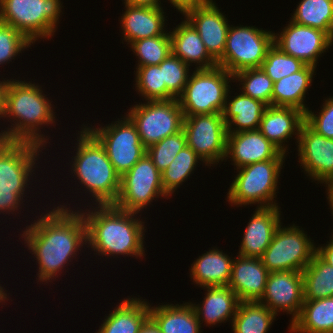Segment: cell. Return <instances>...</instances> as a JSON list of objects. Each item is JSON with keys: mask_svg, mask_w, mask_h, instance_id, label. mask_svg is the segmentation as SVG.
<instances>
[{"mask_svg": "<svg viewBox=\"0 0 333 333\" xmlns=\"http://www.w3.org/2000/svg\"><path fill=\"white\" fill-rule=\"evenodd\" d=\"M58 206L23 232L28 249L36 256L39 264L38 280L50 281L77 255L86 239V225L81 212H73Z\"/></svg>", "mask_w": 333, "mask_h": 333, "instance_id": "1", "label": "cell"}, {"mask_svg": "<svg viewBox=\"0 0 333 333\" xmlns=\"http://www.w3.org/2000/svg\"><path fill=\"white\" fill-rule=\"evenodd\" d=\"M97 206L88 214L82 212L89 246L101 256H143L145 227L134 218L138 213L123 211L113 204Z\"/></svg>", "mask_w": 333, "mask_h": 333, "instance_id": "2", "label": "cell"}, {"mask_svg": "<svg viewBox=\"0 0 333 333\" xmlns=\"http://www.w3.org/2000/svg\"><path fill=\"white\" fill-rule=\"evenodd\" d=\"M38 85L14 79L8 84L6 91L4 117L14 118L7 131L0 133L4 141H27L43 146L45 139L39 133L41 125L53 124L55 115L50 100L45 98ZM52 108V109H51ZM17 118V119H16Z\"/></svg>", "mask_w": 333, "mask_h": 333, "instance_id": "3", "label": "cell"}, {"mask_svg": "<svg viewBox=\"0 0 333 333\" xmlns=\"http://www.w3.org/2000/svg\"><path fill=\"white\" fill-rule=\"evenodd\" d=\"M79 141V142H78ZM72 170L99 205L114 204L120 191V176L116 173L104 147L82 128Z\"/></svg>", "mask_w": 333, "mask_h": 333, "instance_id": "4", "label": "cell"}, {"mask_svg": "<svg viewBox=\"0 0 333 333\" xmlns=\"http://www.w3.org/2000/svg\"><path fill=\"white\" fill-rule=\"evenodd\" d=\"M60 0H0V22L18 30L32 44L55 32ZM38 38V39H37Z\"/></svg>", "mask_w": 333, "mask_h": 333, "instance_id": "5", "label": "cell"}, {"mask_svg": "<svg viewBox=\"0 0 333 333\" xmlns=\"http://www.w3.org/2000/svg\"><path fill=\"white\" fill-rule=\"evenodd\" d=\"M178 98L184 116L222 113L233 75L221 66L196 69Z\"/></svg>", "mask_w": 333, "mask_h": 333, "instance_id": "6", "label": "cell"}, {"mask_svg": "<svg viewBox=\"0 0 333 333\" xmlns=\"http://www.w3.org/2000/svg\"><path fill=\"white\" fill-rule=\"evenodd\" d=\"M283 162L267 160L238 168L240 171L228 189L229 202L236 206L249 203H258V207L277 206L273 200L277 193L278 177Z\"/></svg>", "mask_w": 333, "mask_h": 333, "instance_id": "7", "label": "cell"}, {"mask_svg": "<svg viewBox=\"0 0 333 333\" xmlns=\"http://www.w3.org/2000/svg\"><path fill=\"white\" fill-rule=\"evenodd\" d=\"M275 33L256 27H230L227 32L223 56L218 66L234 75L242 70L260 68L269 48L274 44Z\"/></svg>", "mask_w": 333, "mask_h": 333, "instance_id": "8", "label": "cell"}, {"mask_svg": "<svg viewBox=\"0 0 333 333\" xmlns=\"http://www.w3.org/2000/svg\"><path fill=\"white\" fill-rule=\"evenodd\" d=\"M129 111L127 116L146 148L183 129L184 114L178 99L147 101Z\"/></svg>", "mask_w": 333, "mask_h": 333, "instance_id": "9", "label": "cell"}, {"mask_svg": "<svg viewBox=\"0 0 333 333\" xmlns=\"http://www.w3.org/2000/svg\"><path fill=\"white\" fill-rule=\"evenodd\" d=\"M281 226L261 257L263 265L269 272H302L311 262L316 247L298 226Z\"/></svg>", "mask_w": 333, "mask_h": 333, "instance_id": "10", "label": "cell"}, {"mask_svg": "<svg viewBox=\"0 0 333 333\" xmlns=\"http://www.w3.org/2000/svg\"><path fill=\"white\" fill-rule=\"evenodd\" d=\"M126 117V118H125ZM106 127H85L104 147L116 173L122 177L145 154L136 125L128 116ZM117 122V123H116Z\"/></svg>", "mask_w": 333, "mask_h": 333, "instance_id": "11", "label": "cell"}, {"mask_svg": "<svg viewBox=\"0 0 333 333\" xmlns=\"http://www.w3.org/2000/svg\"><path fill=\"white\" fill-rule=\"evenodd\" d=\"M157 196L167 197L161 172L145 154L120 178L119 195L113 205L123 211L139 213Z\"/></svg>", "mask_w": 333, "mask_h": 333, "instance_id": "12", "label": "cell"}, {"mask_svg": "<svg viewBox=\"0 0 333 333\" xmlns=\"http://www.w3.org/2000/svg\"><path fill=\"white\" fill-rule=\"evenodd\" d=\"M186 143L206 163L226 158L227 126L222 113L184 116Z\"/></svg>", "mask_w": 333, "mask_h": 333, "instance_id": "13", "label": "cell"}, {"mask_svg": "<svg viewBox=\"0 0 333 333\" xmlns=\"http://www.w3.org/2000/svg\"><path fill=\"white\" fill-rule=\"evenodd\" d=\"M289 23L280 35H274V44L286 54L316 67L319 55L332 46L333 39L319 29Z\"/></svg>", "mask_w": 333, "mask_h": 333, "instance_id": "14", "label": "cell"}, {"mask_svg": "<svg viewBox=\"0 0 333 333\" xmlns=\"http://www.w3.org/2000/svg\"><path fill=\"white\" fill-rule=\"evenodd\" d=\"M258 302L268 307L276 315L280 310L292 314V323L299 316L304 303L302 272H270L264 295Z\"/></svg>", "mask_w": 333, "mask_h": 333, "instance_id": "15", "label": "cell"}, {"mask_svg": "<svg viewBox=\"0 0 333 333\" xmlns=\"http://www.w3.org/2000/svg\"><path fill=\"white\" fill-rule=\"evenodd\" d=\"M40 147L33 142L0 139V186L27 187Z\"/></svg>", "mask_w": 333, "mask_h": 333, "instance_id": "16", "label": "cell"}, {"mask_svg": "<svg viewBox=\"0 0 333 333\" xmlns=\"http://www.w3.org/2000/svg\"><path fill=\"white\" fill-rule=\"evenodd\" d=\"M297 138L300 164L308 175L320 183L333 179V139L317 134L305 122Z\"/></svg>", "mask_w": 333, "mask_h": 333, "instance_id": "17", "label": "cell"}, {"mask_svg": "<svg viewBox=\"0 0 333 333\" xmlns=\"http://www.w3.org/2000/svg\"><path fill=\"white\" fill-rule=\"evenodd\" d=\"M226 157H230L238 169L256 162L284 160L285 154L259 130H250L227 134Z\"/></svg>", "mask_w": 333, "mask_h": 333, "instance_id": "18", "label": "cell"}, {"mask_svg": "<svg viewBox=\"0 0 333 333\" xmlns=\"http://www.w3.org/2000/svg\"><path fill=\"white\" fill-rule=\"evenodd\" d=\"M185 19L199 33L209 54L218 61L224 53L229 24L214 2L189 10Z\"/></svg>", "mask_w": 333, "mask_h": 333, "instance_id": "19", "label": "cell"}, {"mask_svg": "<svg viewBox=\"0 0 333 333\" xmlns=\"http://www.w3.org/2000/svg\"><path fill=\"white\" fill-rule=\"evenodd\" d=\"M269 273L261 258L238 255L232 263L228 286L240 302H258L264 295Z\"/></svg>", "mask_w": 333, "mask_h": 333, "instance_id": "20", "label": "cell"}, {"mask_svg": "<svg viewBox=\"0 0 333 333\" xmlns=\"http://www.w3.org/2000/svg\"><path fill=\"white\" fill-rule=\"evenodd\" d=\"M278 206L258 207L247 224L239 255L261 258L281 225Z\"/></svg>", "mask_w": 333, "mask_h": 333, "instance_id": "21", "label": "cell"}, {"mask_svg": "<svg viewBox=\"0 0 333 333\" xmlns=\"http://www.w3.org/2000/svg\"><path fill=\"white\" fill-rule=\"evenodd\" d=\"M305 122V113L295 107L267 106L262 115L259 131L283 154L286 146L283 142L292 135L299 136L301 125ZM297 131V132H295Z\"/></svg>", "mask_w": 333, "mask_h": 333, "instance_id": "22", "label": "cell"}, {"mask_svg": "<svg viewBox=\"0 0 333 333\" xmlns=\"http://www.w3.org/2000/svg\"><path fill=\"white\" fill-rule=\"evenodd\" d=\"M121 17L124 40L128 43L164 35L165 17L162 7H144L125 4Z\"/></svg>", "mask_w": 333, "mask_h": 333, "instance_id": "23", "label": "cell"}, {"mask_svg": "<svg viewBox=\"0 0 333 333\" xmlns=\"http://www.w3.org/2000/svg\"><path fill=\"white\" fill-rule=\"evenodd\" d=\"M172 54L180 58L185 64H198L195 69H210L218 62L209 54L199 33L194 27L184 20L169 32ZM200 65V66H199Z\"/></svg>", "mask_w": 333, "mask_h": 333, "instance_id": "24", "label": "cell"}, {"mask_svg": "<svg viewBox=\"0 0 333 333\" xmlns=\"http://www.w3.org/2000/svg\"><path fill=\"white\" fill-rule=\"evenodd\" d=\"M205 288L207 292L204 301H202L203 306L191 304L198 321L215 325L227 321L229 318L233 319L240 303L236 293L229 286L203 287V289Z\"/></svg>", "mask_w": 333, "mask_h": 333, "instance_id": "25", "label": "cell"}, {"mask_svg": "<svg viewBox=\"0 0 333 333\" xmlns=\"http://www.w3.org/2000/svg\"><path fill=\"white\" fill-rule=\"evenodd\" d=\"M149 318L161 333H201V323L191 303L149 306Z\"/></svg>", "mask_w": 333, "mask_h": 333, "instance_id": "26", "label": "cell"}, {"mask_svg": "<svg viewBox=\"0 0 333 333\" xmlns=\"http://www.w3.org/2000/svg\"><path fill=\"white\" fill-rule=\"evenodd\" d=\"M149 319V304L139 298L124 299L115 307L97 333H139Z\"/></svg>", "mask_w": 333, "mask_h": 333, "instance_id": "27", "label": "cell"}, {"mask_svg": "<svg viewBox=\"0 0 333 333\" xmlns=\"http://www.w3.org/2000/svg\"><path fill=\"white\" fill-rule=\"evenodd\" d=\"M315 69V66L306 64L300 71L274 82L272 106L295 107L305 113L308 107L303 102Z\"/></svg>", "mask_w": 333, "mask_h": 333, "instance_id": "28", "label": "cell"}, {"mask_svg": "<svg viewBox=\"0 0 333 333\" xmlns=\"http://www.w3.org/2000/svg\"><path fill=\"white\" fill-rule=\"evenodd\" d=\"M266 107L262 101L243 93L235 96L232 101L226 100L222 116L227 126V133L258 130ZM232 124H235L233 126H236V129L231 128Z\"/></svg>", "mask_w": 333, "mask_h": 333, "instance_id": "29", "label": "cell"}, {"mask_svg": "<svg viewBox=\"0 0 333 333\" xmlns=\"http://www.w3.org/2000/svg\"><path fill=\"white\" fill-rule=\"evenodd\" d=\"M233 260L217 248L209 250L193 262L191 277L200 287L228 286Z\"/></svg>", "mask_w": 333, "mask_h": 333, "instance_id": "30", "label": "cell"}, {"mask_svg": "<svg viewBox=\"0 0 333 333\" xmlns=\"http://www.w3.org/2000/svg\"><path fill=\"white\" fill-rule=\"evenodd\" d=\"M289 329L296 333H333V296L304 300Z\"/></svg>", "mask_w": 333, "mask_h": 333, "instance_id": "31", "label": "cell"}, {"mask_svg": "<svg viewBox=\"0 0 333 333\" xmlns=\"http://www.w3.org/2000/svg\"><path fill=\"white\" fill-rule=\"evenodd\" d=\"M304 300H315L333 296V266L317 253L302 271Z\"/></svg>", "mask_w": 333, "mask_h": 333, "instance_id": "32", "label": "cell"}, {"mask_svg": "<svg viewBox=\"0 0 333 333\" xmlns=\"http://www.w3.org/2000/svg\"><path fill=\"white\" fill-rule=\"evenodd\" d=\"M276 314L257 302H240L232 320L234 333H266Z\"/></svg>", "mask_w": 333, "mask_h": 333, "instance_id": "33", "label": "cell"}, {"mask_svg": "<svg viewBox=\"0 0 333 333\" xmlns=\"http://www.w3.org/2000/svg\"><path fill=\"white\" fill-rule=\"evenodd\" d=\"M291 21L326 32L333 39V0H301Z\"/></svg>", "mask_w": 333, "mask_h": 333, "instance_id": "34", "label": "cell"}, {"mask_svg": "<svg viewBox=\"0 0 333 333\" xmlns=\"http://www.w3.org/2000/svg\"><path fill=\"white\" fill-rule=\"evenodd\" d=\"M197 160L203 161L189 146H185L170 165L161 172L162 186L167 196L174 193L177 187L188 179L195 169Z\"/></svg>", "mask_w": 333, "mask_h": 333, "instance_id": "35", "label": "cell"}, {"mask_svg": "<svg viewBox=\"0 0 333 333\" xmlns=\"http://www.w3.org/2000/svg\"><path fill=\"white\" fill-rule=\"evenodd\" d=\"M136 89L146 101L176 99L163 82L162 68L150 65L136 68Z\"/></svg>", "mask_w": 333, "mask_h": 333, "instance_id": "36", "label": "cell"}, {"mask_svg": "<svg viewBox=\"0 0 333 333\" xmlns=\"http://www.w3.org/2000/svg\"><path fill=\"white\" fill-rule=\"evenodd\" d=\"M131 48L138 56V67L159 65L171 53V39L169 33L137 40L131 43Z\"/></svg>", "mask_w": 333, "mask_h": 333, "instance_id": "37", "label": "cell"}, {"mask_svg": "<svg viewBox=\"0 0 333 333\" xmlns=\"http://www.w3.org/2000/svg\"><path fill=\"white\" fill-rule=\"evenodd\" d=\"M233 79L243 82L242 93L253 99L272 106V92L274 82L261 68L242 70L233 75Z\"/></svg>", "mask_w": 333, "mask_h": 333, "instance_id": "38", "label": "cell"}, {"mask_svg": "<svg viewBox=\"0 0 333 333\" xmlns=\"http://www.w3.org/2000/svg\"><path fill=\"white\" fill-rule=\"evenodd\" d=\"M305 65L302 60L286 54L273 44L260 68L273 82H277L285 76L300 71Z\"/></svg>", "mask_w": 333, "mask_h": 333, "instance_id": "39", "label": "cell"}, {"mask_svg": "<svg viewBox=\"0 0 333 333\" xmlns=\"http://www.w3.org/2000/svg\"><path fill=\"white\" fill-rule=\"evenodd\" d=\"M185 146H187L186 136L182 129L180 132L147 147L146 154L153 161L157 169L162 172Z\"/></svg>", "mask_w": 333, "mask_h": 333, "instance_id": "40", "label": "cell"}, {"mask_svg": "<svg viewBox=\"0 0 333 333\" xmlns=\"http://www.w3.org/2000/svg\"><path fill=\"white\" fill-rule=\"evenodd\" d=\"M162 68L163 82L167 90L178 99L184 92L189 79V65L172 53L160 64Z\"/></svg>", "mask_w": 333, "mask_h": 333, "instance_id": "41", "label": "cell"}, {"mask_svg": "<svg viewBox=\"0 0 333 333\" xmlns=\"http://www.w3.org/2000/svg\"><path fill=\"white\" fill-rule=\"evenodd\" d=\"M30 45L31 42L18 30L0 22V65L13 60L14 56Z\"/></svg>", "mask_w": 333, "mask_h": 333, "instance_id": "42", "label": "cell"}, {"mask_svg": "<svg viewBox=\"0 0 333 333\" xmlns=\"http://www.w3.org/2000/svg\"><path fill=\"white\" fill-rule=\"evenodd\" d=\"M316 115L307 110L305 123L317 134L333 139V97L325 100L322 110Z\"/></svg>", "mask_w": 333, "mask_h": 333, "instance_id": "43", "label": "cell"}, {"mask_svg": "<svg viewBox=\"0 0 333 333\" xmlns=\"http://www.w3.org/2000/svg\"><path fill=\"white\" fill-rule=\"evenodd\" d=\"M27 187H2L0 186V212L18 210L21 199H23L24 191ZM22 197V198H21Z\"/></svg>", "mask_w": 333, "mask_h": 333, "instance_id": "44", "label": "cell"}, {"mask_svg": "<svg viewBox=\"0 0 333 333\" xmlns=\"http://www.w3.org/2000/svg\"><path fill=\"white\" fill-rule=\"evenodd\" d=\"M213 0H170V3L183 15L189 10L209 5Z\"/></svg>", "mask_w": 333, "mask_h": 333, "instance_id": "45", "label": "cell"}, {"mask_svg": "<svg viewBox=\"0 0 333 333\" xmlns=\"http://www.w3.org/2000/svg\"><path fill=\"white\" fill-rule=\"evenodd\" d=\"M316 253L328 264L333 266V240L331 239L326 246L316 248Z\"/></svg>", "mask_w": 333, "mask_h": 333, "instance_id": "46", "label": "cell"}, {"mask_svg": "<svg viewBox=\"0 0 333 333\" xmlns=\"http://www.w3.org/2000/svg\"><path fill=\"white\" fill-rule=\"evenodd\" d=\"M125 4L134 5V6H144V7H161L160 0H124ZM160 2V3H159Z\"/></svg>", "mask_w": 333, "mask_h": 333, "instance_id": "47", "label": "cell"}, {"mask_svg": "<svg viewBox=\"0 0 333 333\" xmlns=\"http://www.w3.org/2000/svg\"><path fill=\"white\" fill-rule=\"evenodd\" d=\"M10 80L0 81V117L4 115L5 111V101H6V91L8 89V84Z\"/></svg>", "mask_w": 333, "mask_h": 333, "instance_id": "48", "label": "cell"}, {"mask_svg": "<svg viewBox=\"0 0 333 333\" xmlns=\"http://www.w3.org/2000/svg\"><path fill=\"white\" fill-rule=\"evenodd\" d=\"M139 333H161L155 323L149 318L141 327Z\"/></svg>", "mask_w": 333, "mask_h": 333, "instance_id": "49", "label": "cell"}, {"mask_svg": "<svg viewBox=\"0 0 333 333\" xmlns=\"http://www.w3.org/2000/svg\"><path fill=\"white\" fill-rule=\"evenodd\" d=\"M324 184H327L328 187V197L327 199H329V204H330V207H331V210H332V214H333V179L329 180V181H326Z\"/></svg>", "mask_w": 333, "mask_h": 333, "instance_id": "50", "label": "cell"}, {"mask_svg": "<svg viewBox=\"0 0 333 333\" xmlns=\"http://www.w3.org/2000/svg\"><path fill=\"white\" fill-rule=\"evenodd\" d=\"M6 296H7V293H5L3 287L0 286V303H1V301H2V302H3V301L5 302V300H6V301L8 300Z\"/></svg>", "mask_w": 333, "mask_h": 333, "instance_id": "51", "label": "cell"}]
</instances>
